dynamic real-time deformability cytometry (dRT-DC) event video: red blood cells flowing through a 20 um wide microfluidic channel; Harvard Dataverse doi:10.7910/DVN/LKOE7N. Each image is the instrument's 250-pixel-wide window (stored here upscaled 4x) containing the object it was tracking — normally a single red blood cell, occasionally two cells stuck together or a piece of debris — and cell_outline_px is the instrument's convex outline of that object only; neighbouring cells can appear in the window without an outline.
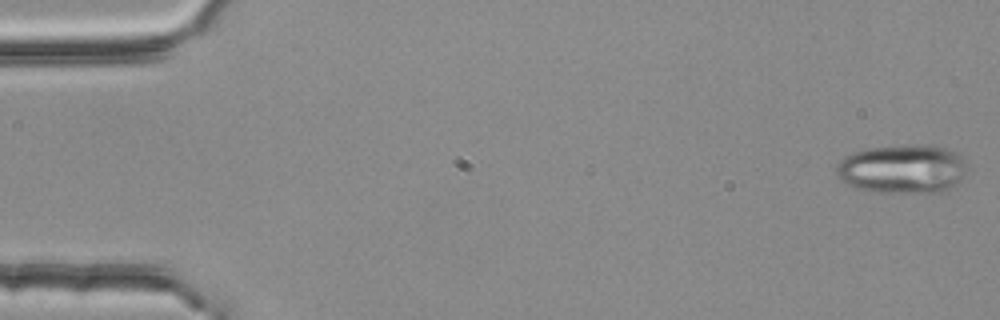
{"species": "common noctule bat (a hibernating species)", "species_latin": "Nyctalus noctula", "temperature_condition": "room temperature", "stored_images_in_passage": 3, "camera_frame_rate_fps": 3000, "um_per_image_px": 0.085, "animal": {"sex": "female", "body_mass_g": 25.1}, "frame": {"image": 1, "passage_image": 1, "time_ms": 0.0, "image_size_px": [1000, 320], "cell_outline_px": [[964, 172], [960, 180], [948, 192], [872, 192], [848, 184], [836, 172], [836, 164], [844, 156], [852, 152], [868, 148], [904, 144], [928, 144], [944, 148], [956, 152], [960, 156], [964, 164]], "centroid_in_image_um": [76.7, 14.34], "position_along_channel_um": 8.3, "area_um2": 37.28}}